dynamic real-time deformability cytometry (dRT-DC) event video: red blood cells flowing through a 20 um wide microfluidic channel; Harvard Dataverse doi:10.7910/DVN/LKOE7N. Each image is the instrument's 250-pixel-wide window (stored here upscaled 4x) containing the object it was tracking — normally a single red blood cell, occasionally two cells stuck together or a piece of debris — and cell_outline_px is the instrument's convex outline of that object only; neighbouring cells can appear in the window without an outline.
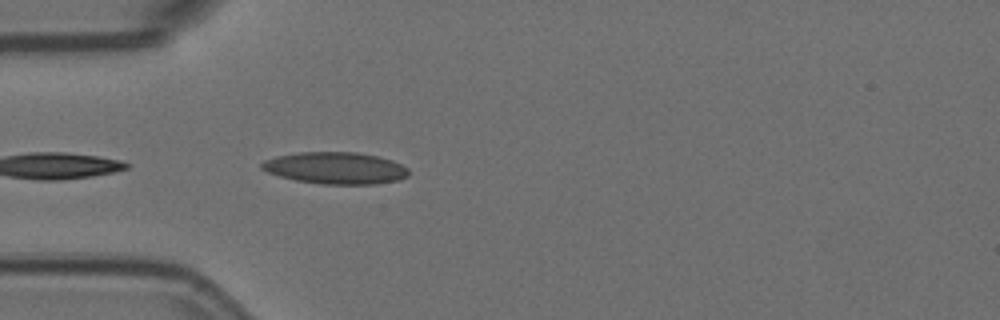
{"species": "Egyptian fruit bat (a non-hibernating species)", "species_latin": "Rousettus aegyptiacus", "temperature_condition": "room temperature", "stored_images_in_passage": 6, "camera_frame_rate_fps": 3000, "um_per_image_px": 0.085, "animal": {"sex": "female"}, "frame": {"image": 1, "passage_image": 2, "time_ms": 0.333, "image_size_px": [1000, 320], "cell_outline_px": [[408, 176], [400, 180], [376, 184], [320, 184], [296, 180], [280, 176], [268, 172], [260, 168], [260, 164], [264, 160], [276, 156], [300, 152], [356, 152], [376, 156], [392, 160], [408, 168]], "centroid_in_image_um": [28.52, 14.28], "position_along_channel_um": 56.5, "area_um2": 27.28}}
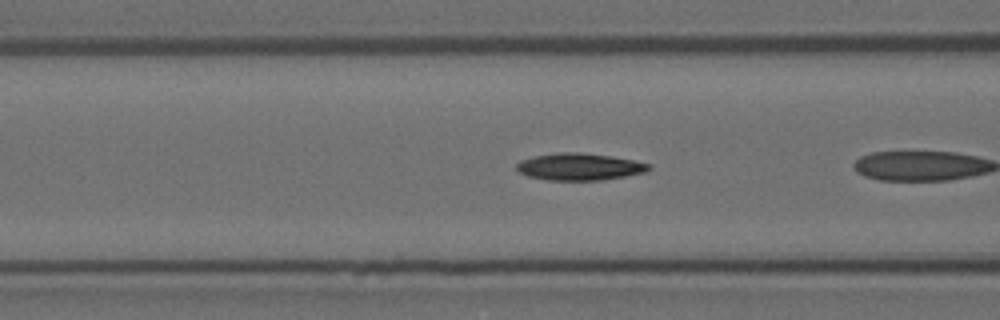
{"frame": {"image": 2, "passage_image": 5, "time_ms": 1.333, "image_size_px": [1000, 320], "cell_outline_px": [[652, 168], [644, 172], [604, 180], [548, 180], [528, 176], [520, 172], [516, 168], [516, 164], [520, 160], [532, 156], [556, 152], [576, 152], [612, 156], [652, 164]], "centroid_in_image_um": [49.24, 14.16], "position_along_channel_um": 117.4, "area_um2": 20.87}}